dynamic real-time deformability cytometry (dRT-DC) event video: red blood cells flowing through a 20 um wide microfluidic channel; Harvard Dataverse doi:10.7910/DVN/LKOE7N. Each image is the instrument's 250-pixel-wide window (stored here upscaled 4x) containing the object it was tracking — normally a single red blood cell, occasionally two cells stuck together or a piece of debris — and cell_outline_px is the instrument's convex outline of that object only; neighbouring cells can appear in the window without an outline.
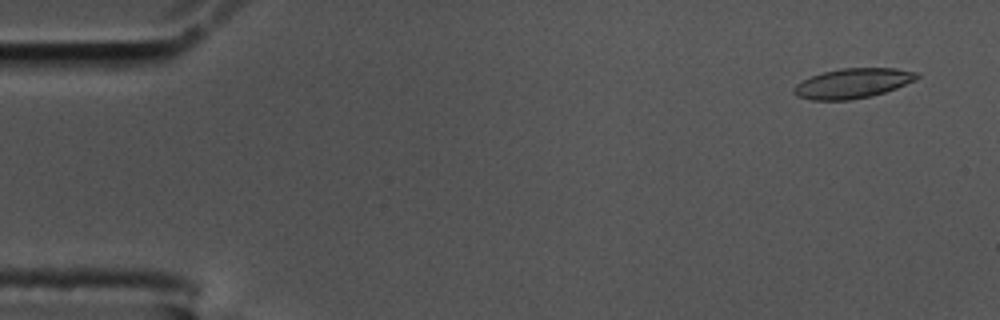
{"species": "common noctule bat (a hibernating species)", "species_latin": "Nyctalus noctula", "temperature_condition": "cold", "stored_images_in_passage": 56, "camera_frame_rate_fps": 3000, "um_per_image_px": 0.085, "animal": {"sex": "male", "body_mass_g": 17.5, "forearm_length_mm": 52.3}, "frame": {"image": 1, "passage_image": 1, "time_ms": 0.0, "image_size_px": [1000, 320], "cell_outline_px": [[920, 76], [916, 80], [896, 88], [872, 96], [848, 100], [812, 100], [796, 96], [792, 92], [792, 88], [796, 84], [812, 76], [824, 72], [840, 68], [896, 68], [920, 72]], "centroid_in_image_um": [72.5, 7.08], "position_along_channel_um": 12.5, "area_um2": 21.5}}
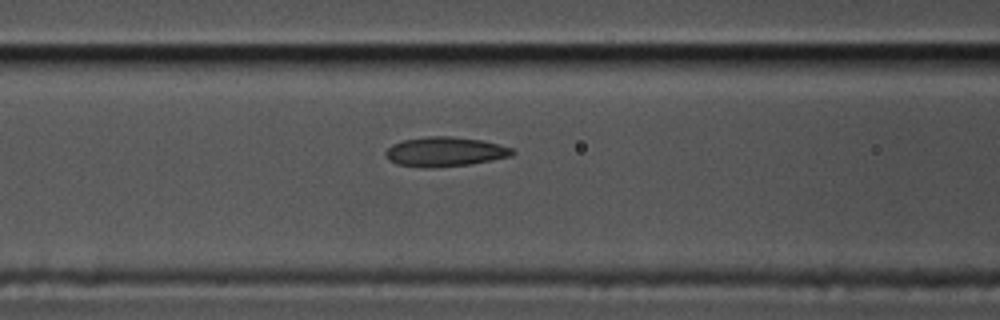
{"frame": {"image": 2, "passage_image": 21, "time_ms": 6.667, "image_size_px": [1000, 320], "cell_outline_px": [[516, 152], [512, 156], [492, 160], [468, 164], [432, 168], [396, 164], [388, 160], [384, 152], [392, 144], [404, 140], [428, 136], [448, 136], [480, 140], [512, 148]], "centroid_in_image_um": [37.8, 12.9], "position_along_channel_um": 128.8, "area_um2": 21.62}}
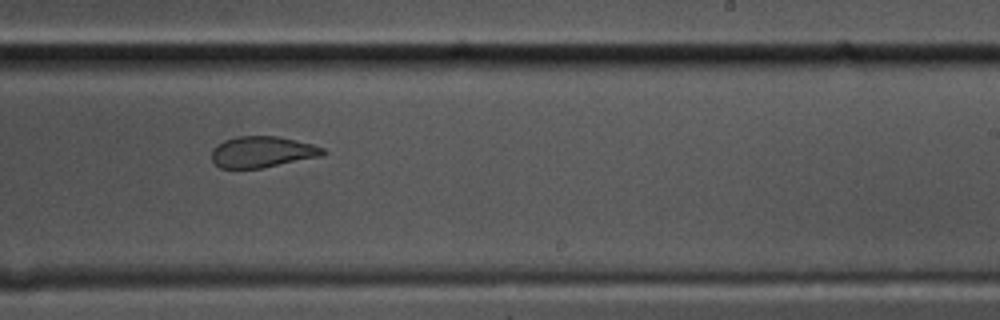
{"frame": {"image": 3, "passage_image": 33, "time_ms": 10.667, "image_size_px": [1000, 320], "cell_outline_px": [[328, 152], [324, 156], [260, 168], [220, 168], [212, 160], [212, 148], [216, 144], [224, 140], [236, 136], [276, 136], [296, 140], [312, 144], [324, 148]], "centroid_in_image_um": [22.31, 12.91], "position_along_channel_um": 266.7, "area_um2": 20.35}, "authors_computed_cell_mechanics": {"area_um2": 21.675, "velocity_mm_per_s": 3.4555, "shape_relaxation_time_tau1_ms": null, "shape_relaxation_time_tau2_ms": 1.9554, "deformation_change_tau1": null, "deformation_change_tau2": 0.0922}}